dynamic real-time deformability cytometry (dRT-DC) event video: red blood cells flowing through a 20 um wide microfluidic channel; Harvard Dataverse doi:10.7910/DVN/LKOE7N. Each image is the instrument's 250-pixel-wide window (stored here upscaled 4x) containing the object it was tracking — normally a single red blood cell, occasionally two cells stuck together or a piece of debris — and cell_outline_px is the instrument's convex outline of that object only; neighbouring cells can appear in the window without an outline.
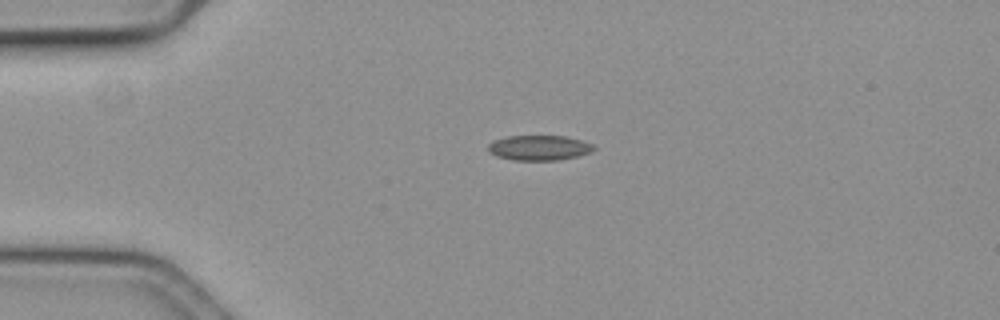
{"species": "common noctule bat (a hibernating species)", "species_latin": "Nyctalus noctula", "temperature_condition": "cold", "stored_images_in_passage": 45, "camera_frame_rate_fps": 3000, "um_per_image_px": 0.085, "animal": {"sex": "female", "body_mass_g": 19.3, "forearm_length_mm": 54.1}, "frame": {"image": 1, "passage_image": 1, "time_ms": 0.0, "image_size_px": [1000, 320], "cell_outline_px": [[596, 148], [592, 152], [576, 156], [556, 160], [516, 160], [496, 156], [488, 152], [488, 144], [496, 140], [508, 136], [568, 136], [592, 144]], "centroid_in_image_um": [45.83, 12.56], "position_along_channel_um": 39.2, "area_um2": 15.32}}
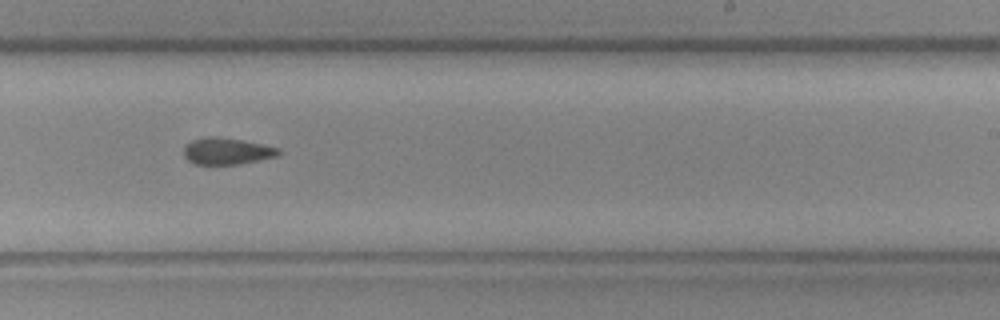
{"frame": {"image": 2, "passage_image": 23, "time_ms": 7.333, "image_size_px": [1000, 320], "cell_outline_px": [[280, 152], [276, 156], [236, 164], [196, 164], [188, 160], [184, 156], [184, 148], [192, 140], [208, 136], [216, 136], [244, 140], [280, 148]], "centroid_in_image_um": [19.27, 12.83], "position_along_channel_um": 269.7, "area_um2": 14.51}}
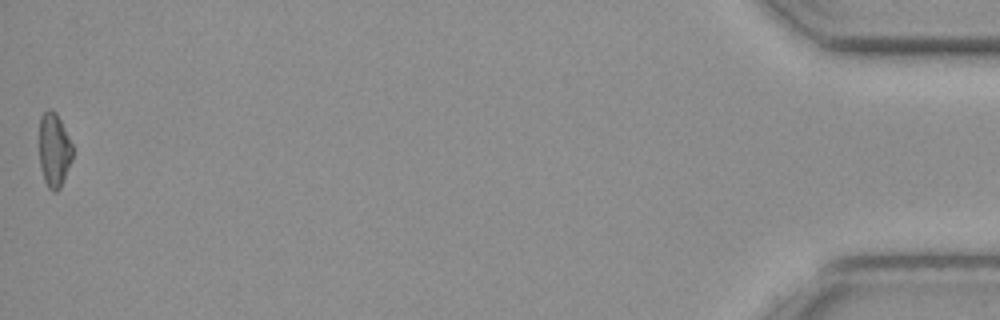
{"frame": {"image": 3, "passage_image": 45, "time_ms": 14.667, "image_size_px": [1000, 320], "cell_outline_px": [[72, 160], [60, 188], [56, 192], [52, 192], [48, 188], [44, 180], [40, 164], [40, 116], [48, 108], [52, 108], [56, 112], [72, 144]], "centroid_in_image_um": [4.6, 12.75], "position_along_channel_um": 430.6, "area_um2": 14.33}, "authors_computed_cell_mechanics": {"area_um2": 15.1436, "velocity_mm_per_s": 3.5916, "shape_relaxation_time_tau1_ms": null, "shape_relaxation_time_tau2_ms": 8.9365, "deformation_change_tau1": null, "deformation_change_tau2": 0.1406}}